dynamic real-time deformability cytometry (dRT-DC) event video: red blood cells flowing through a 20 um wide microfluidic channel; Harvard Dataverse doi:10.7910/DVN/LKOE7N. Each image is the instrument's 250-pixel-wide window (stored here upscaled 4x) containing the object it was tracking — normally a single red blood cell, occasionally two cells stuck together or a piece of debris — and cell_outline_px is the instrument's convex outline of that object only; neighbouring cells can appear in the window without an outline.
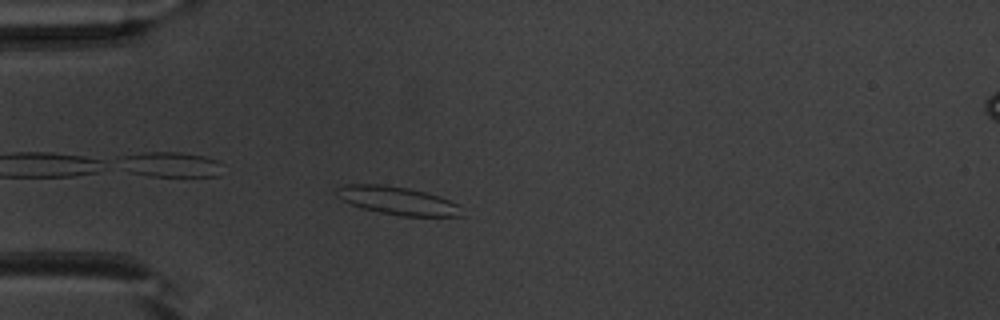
{"species": "common noctule bat (a hibernating species)", "species_latin": "Nyctalus noctula", "temperature_condition": "warm", "stored_images_in_passage": 38, "camera_frame_rate_fps": 3000, "um_per_image_px": 0.085, "animal": {"sex": "male", "body_mass_g": 20.1, "forearm_length_mm": 53.5}, "frame": {"image": 1, "passage_image": 2, "time_ms": 0.333, "image_size_px": [1000, 320], "cell_outline_px": [[460, 216], [400, 216], [360, 208], [336, 196], [336, 188], [344, 184], [380, 184], [408, 188], [440, 196], [456, 204]], "centroid_in_image_um": [33.7, 17.04], "position_along_channel_um": 51.3, "area_um2": 20.11}}
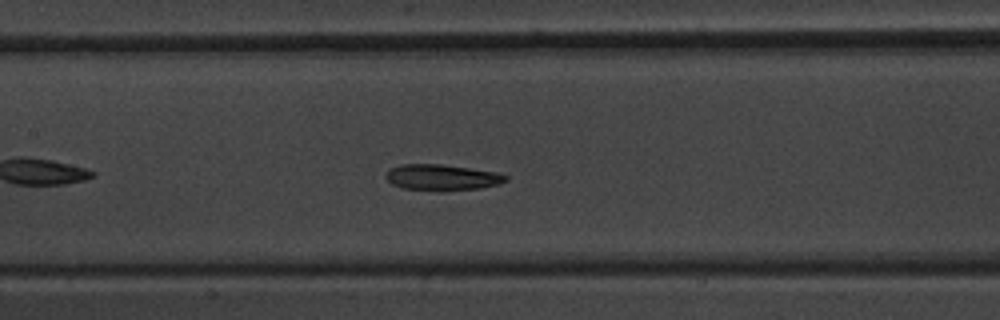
{"frame": {"image": 2, "passage_image": 12, "time_ms": 3.667, "image_size_px": [1000, 320], "cell_outline_px": [[508, 180], [500, 184], [480, 188], [444, 192], [404, 188], [392, 184], [384, 176], [392, 168], [400, 164], [440, 164], [496, 172], [508, 176]], "centroid_in_image_um": [37.59, 15.09], "position_along_channel_um": 169.8, "area_um2": 18.26}}
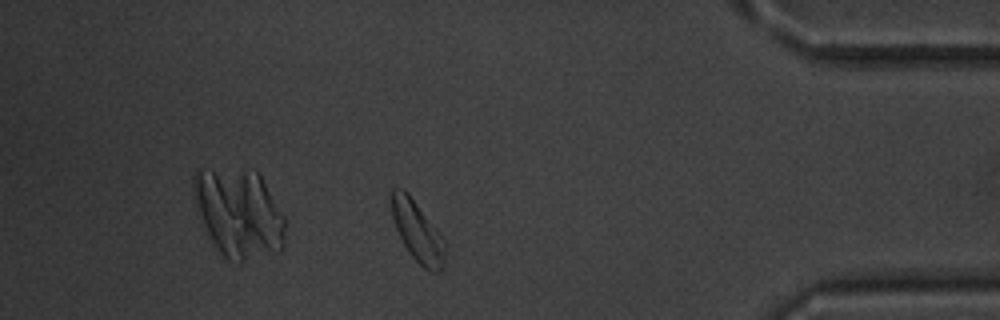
{"frame": {"image": 3, "passage_image": 32, "time_ms": 10.333, "image_size_px": [1000, 320], "cell_outline_px": [[448, 244], [444, 264], [440, 272], [428, 272], [412, 256], [404, 244], [396, 228], [392, 216], [392, 188], [404, 188], [408, 192], [436, 228]], "centroid_in_image_um": [35.54, 19.71], "position_along_channel_um": 399.7, "area_um2": 18.96}, "authors_computed_cell_mechanics": {"area_um2": 18.4382, "velocity_mm_per_s": 3.9557, "shape_relaxation_time_tau1_ms": 6.3478, "shape_relaxation_time_tau2_ms": 3.8628, "deformation_change_tau1": 0.1279, "deformation_change_tau2": 0.123}}